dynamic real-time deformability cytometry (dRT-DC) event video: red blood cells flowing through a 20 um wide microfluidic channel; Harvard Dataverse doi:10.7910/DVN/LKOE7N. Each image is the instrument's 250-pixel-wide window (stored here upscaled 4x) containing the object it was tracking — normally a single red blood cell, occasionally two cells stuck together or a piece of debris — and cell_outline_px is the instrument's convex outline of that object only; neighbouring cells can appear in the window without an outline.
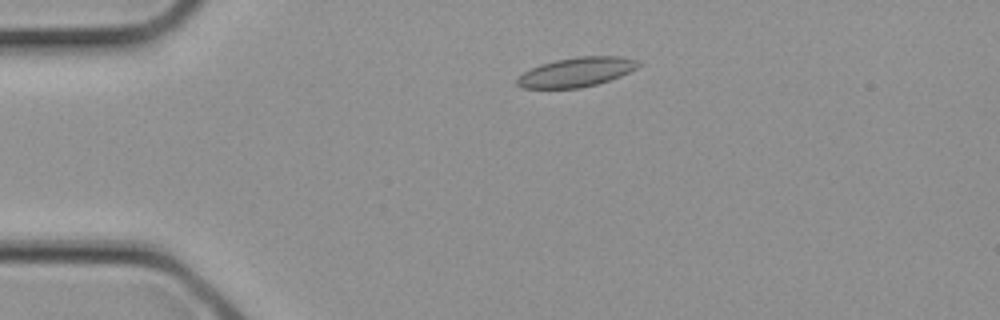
{"species": "common noctule bat (a hibernating species)", "species_latin": "Nyctalus noctula", "temperature_condition": "cold", "stored_images_in_passage": 1, "camera_frame_rate_fps": 3000, "um_per_image_px": 0.085, "animal": {"sex": "female", "body_mass_g": 21.9}, "frame": {"image": 1, "passage_image": 1, "time_ms": 0.0, "image_size_px": [1000, 320], "cell_outline_px": [[644, 64], [620, 76], [596, 84], [580, 88], [524, 88], [516, 84], [516, 80], [524, 72], [540, 64], [556, 60], [576, 56], [620, 56], [636, 60]], "centroid_in_image_um": [49.01, 6.12], "position_along_channel_um": 36.0, "area_um2": 20.63}}